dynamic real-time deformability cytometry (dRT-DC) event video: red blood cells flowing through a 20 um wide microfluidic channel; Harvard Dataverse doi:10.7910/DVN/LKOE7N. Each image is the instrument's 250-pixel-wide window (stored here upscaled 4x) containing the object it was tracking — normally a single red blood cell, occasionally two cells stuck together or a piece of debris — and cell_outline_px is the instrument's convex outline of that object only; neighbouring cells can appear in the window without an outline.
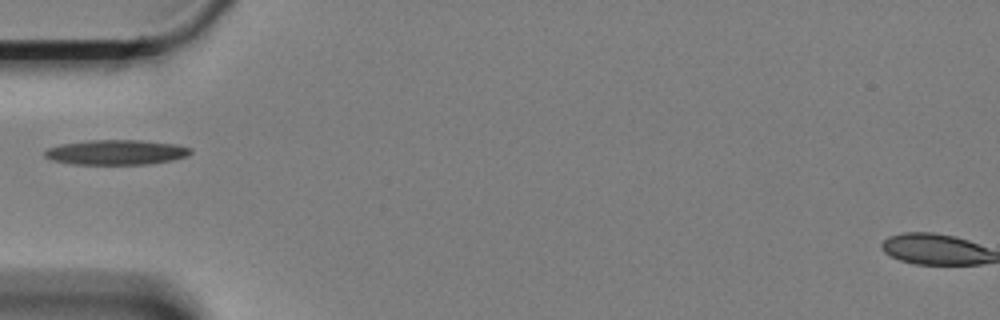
{"species": "Egyptian fruit bat (a non-hibernating species)", "species_latin": "Rousettus aegyptiacus", "temperature_condition": "cold", "stored_images_in_passage": 38, "camera_frame_rate_fps": 3000, "um_per_image_px": 0.085, "animal": {"sex": "female"}, "frame": {"image": 1, "passage_image": 1, "time_ms": 0.0, "image_size_px": [1000, 320], "cell_outline_px": [[192, 152], [188, 156], [172, 160], [148, 164], [72, 164], [52, 160], [44, 156], [44, 152], [48, 148], [60, 144], [88, 140], [140, 140], [176, 144], [192, 148]], "centroid_in_image_um": [9.89, 12.94], "position_along_channel_um": 75.1, "area_um2": 21.27}}
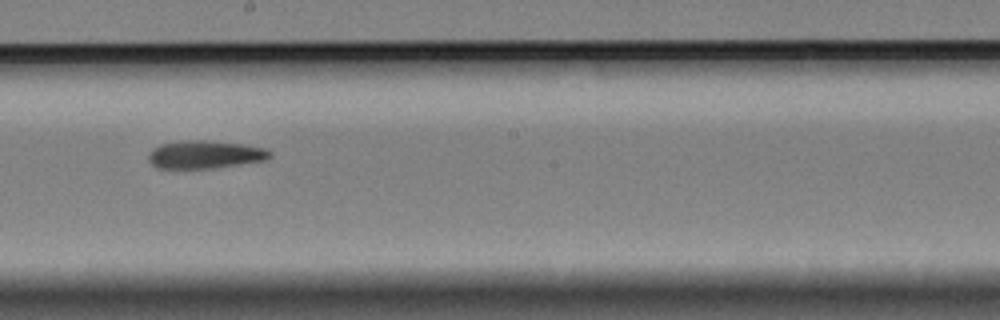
{"frame": {"image": 2, "passage_image": 15, "time_ms": 4.667, "image_size_px": [1000, 320], "cell_outline_px": [[272, 156], [264, 160], [212, 168], [156, 168], [148, 160], [148, 156], [152, 148], [160, 144], [184, 140], [204, 140], [240, 144], [264, 148], [272, 152]], "centroid_in_image_um": [17.38, 13.13], "position_along_channel_um": 230.8, "area_um2": 19.59}}
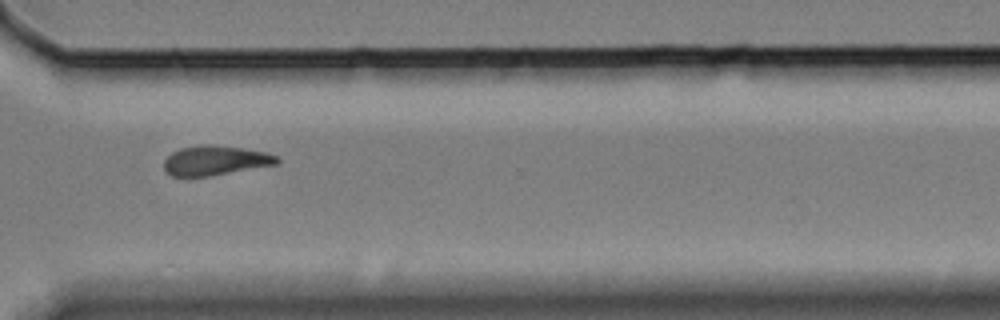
{"frame": {"image": 3, "passage_image": 26, "time_ms": 8.333, "image_size_px": [1000, 320], "cell_outline_px": [[280, 160], [276, 164], [208, 176], [172, 176], [164, 168], [164, 160], [172, 152], [180, 148], [200, 144], [212, 144], [268, 152], [276, 156]], "centroid_in_image_um": [18.28, 13.62], "position_along_channel_um": 352.3, "area_um2": 19.31}}